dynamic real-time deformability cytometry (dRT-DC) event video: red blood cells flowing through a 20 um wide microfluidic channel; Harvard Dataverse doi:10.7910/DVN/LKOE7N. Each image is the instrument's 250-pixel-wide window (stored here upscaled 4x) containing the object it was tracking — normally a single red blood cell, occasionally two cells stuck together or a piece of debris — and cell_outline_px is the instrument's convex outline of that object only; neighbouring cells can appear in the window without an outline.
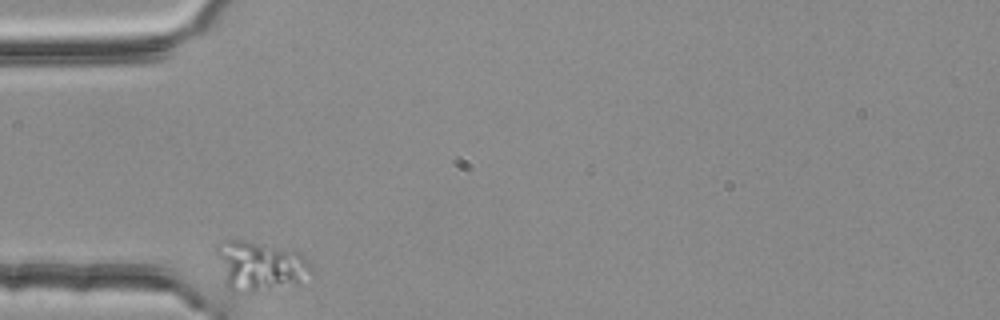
{"species": "common noctule bat (a hibernating species)", "species_latin": "Nyctalus noctula", "temperature_condition": "room temperature", "stored_images_in_passage": 2, "camera_frame_rate_fps": 3000, "um_per_image_px": 0.085, "animal": {"sex": "female", "body_mass_g": 25.1}, "frame": {"image": 1, "passage_image": 1, "time_ms": 0.0, "image_size_px": [1000, 320], "cell_outline_px": [[312, 272], [300, 284], [256, 292], [232, 292], [224, 284], [216, 252], [216, 244], [220, 240], [248, 240], [300, 252], [304, 256], [312, 268]], "centroid_in_image_um": [22.08, 22.62], "position_along_channel_um": 62.9, "area_um2": 27.98}}
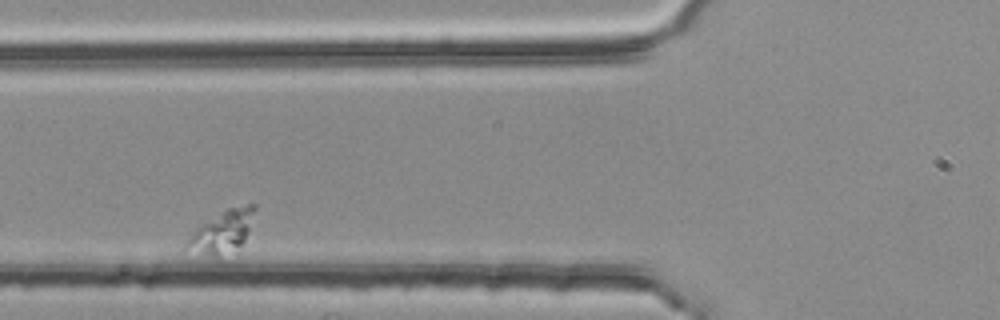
{"frame": {"image": 2, "passage_image": 2, "time_ms": 0.333, "image_size_px": [1000, 320], "cell_outline_px": [[256, 208], [244, 240], [240, 244], [220, 260], [216, 260], [184, 252], [180, 248], [192, 232], [200, 224], [228, 208], [248, 204], [256, 204]], "centroid_in_image_um": [18.74, 19.81], "position_along_channel_um": 107.1, "area_um2": 17.51}}